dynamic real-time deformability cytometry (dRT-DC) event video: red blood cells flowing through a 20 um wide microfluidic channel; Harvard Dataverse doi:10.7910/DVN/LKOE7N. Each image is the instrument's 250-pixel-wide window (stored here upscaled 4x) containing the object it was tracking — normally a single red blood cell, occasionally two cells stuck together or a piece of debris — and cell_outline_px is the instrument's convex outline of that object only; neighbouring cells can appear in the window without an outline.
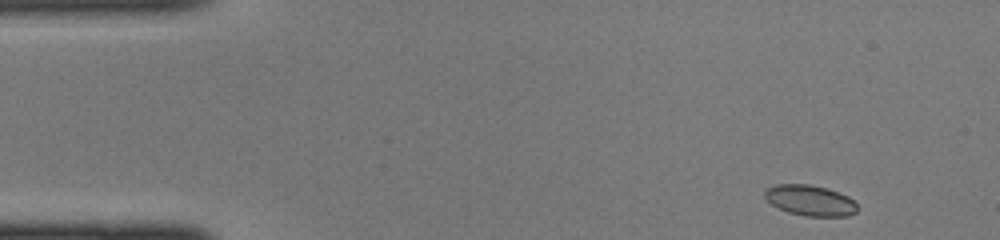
{"species": "common noctule bat (a hibernating species)", "species_latin": "Nyctalus noctula", "temperature_condition": "cold", "stored_images_in_passage": 41, "camera_frame_rate_fps": 3000, "um_per_image_px": 0.085, "animal": {"sex": "female", "body_mass_g": 22.0, "forearm_length_mm": 56.7}, "frame": {"image": 1, "passage_image": 1, "time_ms": 0.0, "image_size_px": [1000, 240], "cell_outline_px": [[860, 208], [856, 212], [848, 216], [804, 216], [788, 212], [772, 204], [764, 196], [764, 188], [776, 184], [808, 184], [828, 188], [840, 192], [848, 196]], "centroid_in_image_um": [68.87, 17.02], "position_along_channel_um": 16.1, "area_um2": 16.7}}
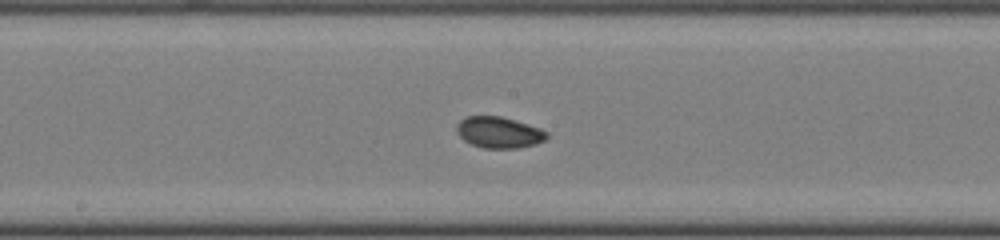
{"frame": {"image": 2, "passage_image": 20, "time_ms": 6.333, "image_size_px": [1000, 240], "cell_outline_px": [[548, 136], [544, 140], [536, 144], [520, 148], [484, 148], [472, 144], [464, 140], [456, 132], [456, 124], [464, 116], [500, 116], [528, 124], [540, 128], [548, 132]], "centroid_in_image_um": [42.4, 11.25], "position_along_channel_um": 205.8, "area_um2": 16.47}}
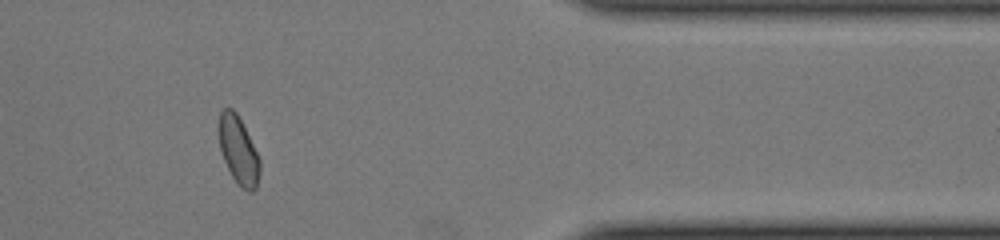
{"frame": {"image": 3, "passage_image": 34, "time_ms": 11.0, "image_size_px": [1000, 240], "cell_outline_px": [[260, 172], [256, 188], [252, 192], [248, 192], [240, 188], [236, 184], [220, 152], [220, 112], [224, 108], [232, 108], [236, 112], [260, 160]], "centroid_in_image_um": [20.28, 12.86], "position_along_channel_um": 391.1, "area_um2": 15.84}}